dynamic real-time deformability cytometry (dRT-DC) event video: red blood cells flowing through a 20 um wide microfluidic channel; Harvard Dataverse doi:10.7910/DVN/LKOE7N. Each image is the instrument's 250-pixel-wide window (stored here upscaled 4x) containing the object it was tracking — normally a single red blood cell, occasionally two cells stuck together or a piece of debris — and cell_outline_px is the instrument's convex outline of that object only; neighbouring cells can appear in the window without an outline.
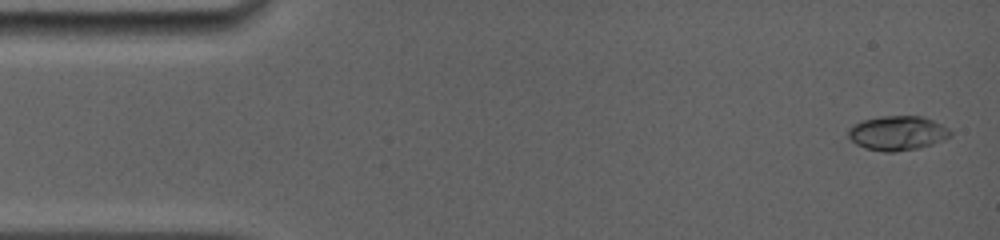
{"species": "common noctule bat (a hibernating species)", "species_latin": "Nyctalus noctula", "temperature_condition": "room temperature", "stored_images_in_passage": 32, "camera_frame_rate_fps": 5000, "um_per_image_px": 0.085, "animal": {"sex": "female", "body_mass_g": 19.0, "forearm_length_mm": 56.7}, "frame": {"image": 1, "passage_image": 1, "time_ms": 0.0, "image_size_px": [1000, 240], "cell_outline_px": [[952, 136], [944, 140], [920, 148], [896, 152], [884, 152], [864, 148], [856, 144], [848, 136], [848, 128], [852, 124], [860, 120], [880, 116], [924, 116], [948, 128], [952, 132]], "centroid_in_image_um": [76.27, 11.31], "position_along_channel_um": 8.7, "area_um2": 20.81}}
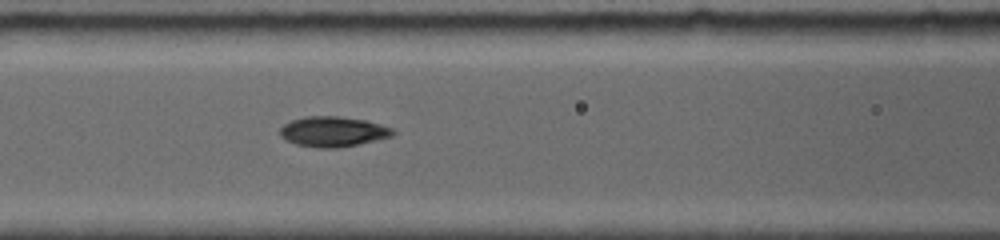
{"frame": {"image": 2, "passage_image": 18, "time_ms": 6.2, "image_size_px": [1000, 240], "cell_outline_px": [[396, 132], [392, 136], [356, 144], [336, 148], [316, 148], [296, 144], [284, 140], [280, 136], [280, 128], [284, 124], [292, 120], [304, 116], [340, 116], [364, 120], [380, 124], [392, 128]], "centroid_in_image_um": [28.26, 11.18], "position_along_channel_um": 138.3, "area_um2": 19.83}}
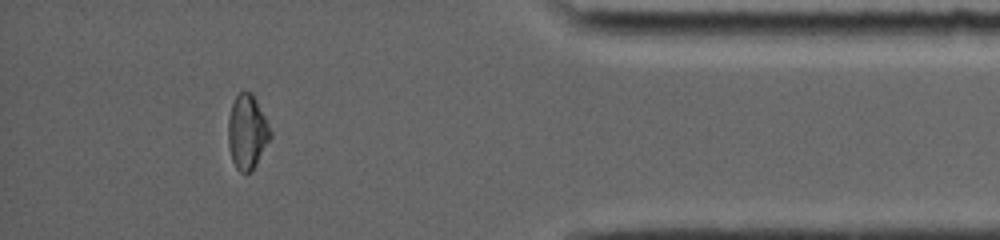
{"frame": {"image": 3, "passage_image": 30, "time_ms": 13.8, "image_size_px": [1000, 240], "cell_outline_px": [[272, 136], [252, 168], [248, 172], [240, 172], [236, 168], [232, 160], [228, 144], [228, 116], [232, 104], [236, 96], [240, 92], [252, 92], [272, 132]], "centroid_in_image_um": [20.99, 11.19], "position_along_channel_um": 414.2, "area_um2": 17.92}, "authors_computed_cell_mechanics": {"area_um2": 19.2474, "velocity_mm_per_s": 3.9538, "shape_relaxation_time_tau1_ms": 8.8473, "shape_relaxation_time_tau2_ms": 1.2046, "deformation_change_tau1": 0.2701, "deformation_change_tau2": 0.0309}}